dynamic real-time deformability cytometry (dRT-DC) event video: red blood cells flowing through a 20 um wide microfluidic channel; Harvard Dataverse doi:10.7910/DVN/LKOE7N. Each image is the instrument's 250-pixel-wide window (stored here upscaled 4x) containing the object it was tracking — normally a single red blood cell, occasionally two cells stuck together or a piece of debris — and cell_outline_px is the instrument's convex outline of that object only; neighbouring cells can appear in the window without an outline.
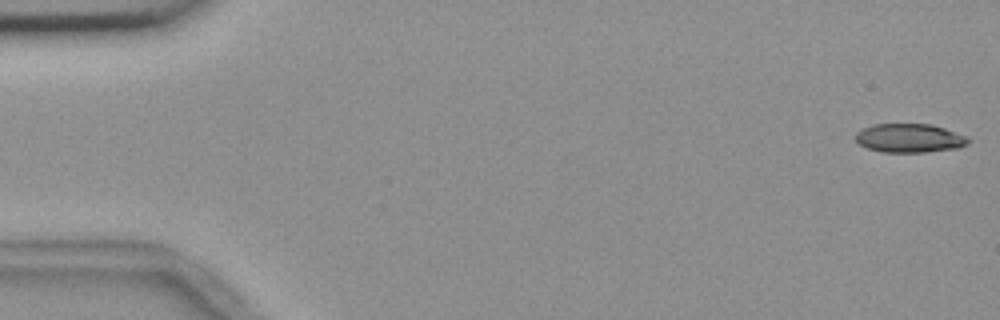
{"species": "common noctule bat (a hibernating species)", "species_latin": "Nyctalus noctula", "temperature_condition": "room temperature", "stored_images_in_passage": 5, "camera_frame_rate_fps": 3000, "um_per_image_px": 0.085, "animal": {"sex": "female", "body_mass_g": 18.4}, "frame": {"image": 1, "passage_image": 1, "time_ms": 0.0, "image_size_px": [1000, 320], "cell_outline_px": [[972, 140], [968, 144], [960, 148], [924, 152], [884, 152], [868, 148], [860, 144], [852, 136], [856, 132], [872, 124], [932, 124], [968, 136]], "centroid_in_image_um": [77.34, 11.74], "position_along_channel_um": 7.7, "area_um2": 19.13}}
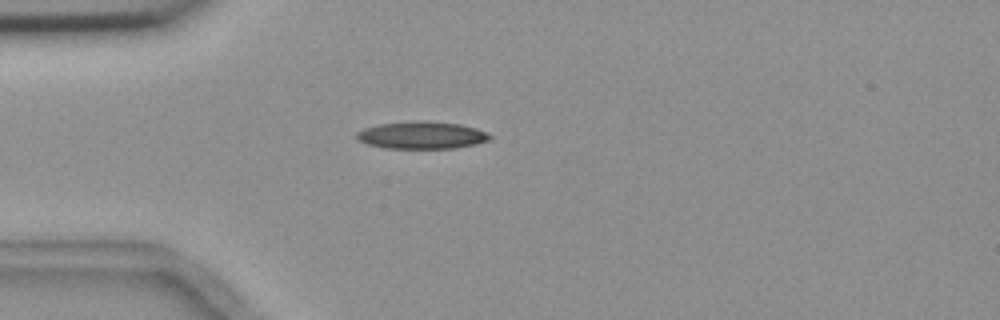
{"frame": {"image": 2, "passage_image": 5, "time_ms": 4.667, "image_size_px": [1000, 320], "cell_outline_px": [[492, 140], [476, 144], [452, 148], [384, 148], [368, 144], [356, 140], [356, 132], [364, 128], [380, 124], [412, 120], [424, 120], [460, 124], [476, 128], [488, 132], [492, 136]], "centroid_in_image_um": [35.86, 11.48], "position_along_channel_um": 49.1, "area_um2": 21.5}}